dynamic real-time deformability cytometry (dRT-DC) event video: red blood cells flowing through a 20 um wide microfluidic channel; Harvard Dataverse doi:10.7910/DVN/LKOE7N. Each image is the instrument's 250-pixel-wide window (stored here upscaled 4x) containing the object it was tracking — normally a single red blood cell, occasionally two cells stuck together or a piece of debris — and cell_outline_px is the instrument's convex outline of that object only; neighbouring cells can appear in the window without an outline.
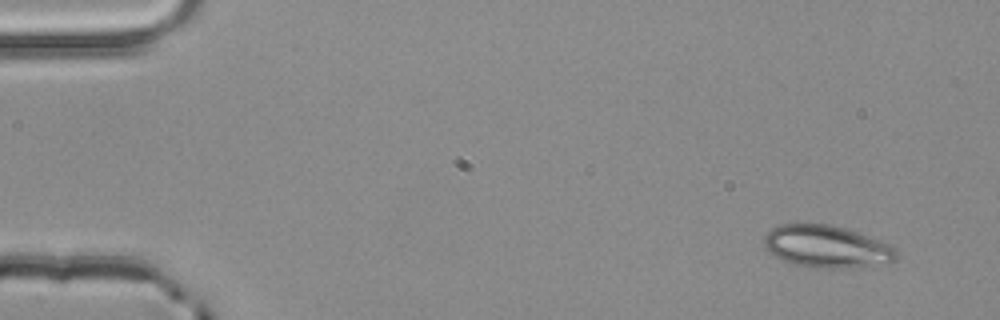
{"species": "common noctule bat (a hibernating species)", "species_latin": "Nyctalus noctula", "temperature_condition": "room temperature", "stored_images_in_passage": 3, "camera_frame_rate_fps": 3000, "um_per_image_px": 0.085, "animal": {"sex": "male", "body_mass_g": 20.4}, "frame": {"image": 1, "passage_image": 1, "time_ms": 0.0, "image_size_px": [1000, 320], "cell_outline_px": [[896, 256], [892, 260], [840, 268], [832, 268], [796, 264], [784, 260], [768, 252], [764, 244], [764, 236], [772, 228], [780, 224], [828, 224], [844, 228], [856, 232], [888, 244], [896, 252]], "centroid_in_image_um": [70.15, 20.92], "position_along_channel_um": 14.9, "area_um2": 31.21}}